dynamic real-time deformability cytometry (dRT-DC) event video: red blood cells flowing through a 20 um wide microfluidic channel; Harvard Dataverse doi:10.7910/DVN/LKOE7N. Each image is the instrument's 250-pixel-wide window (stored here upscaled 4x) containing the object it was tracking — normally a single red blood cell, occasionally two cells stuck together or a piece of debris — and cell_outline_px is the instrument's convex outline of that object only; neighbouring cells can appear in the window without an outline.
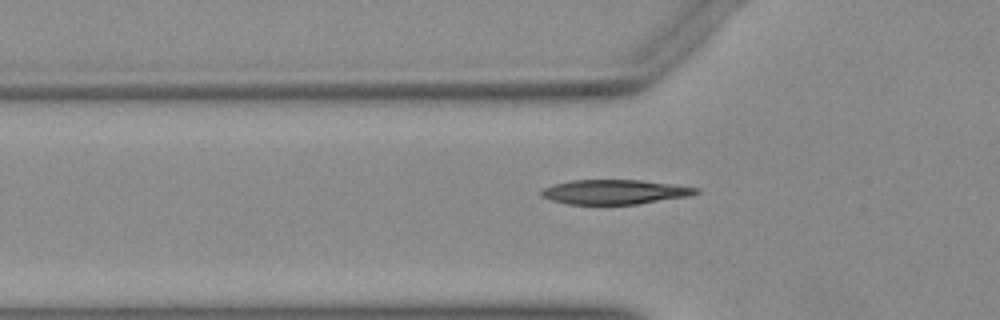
{"species": "Egyptian fruit bat (a non-hibernating species)", "species_latin": "Rousettus aegyptiacus", "temperature_condition": "warm", "stored_images_in_passage": 39, "camera_frame_rate_fps": 3000, "um_per_image_px": 0.085, "animal": {"sex": "female"}, "frame": {"image": 1, "passage_image": 8, "time_ms": 2.333, "image_size_px": [1000, 320], "cell_outline_px": [[700, 192], [692, 196], [640, 204], [568, 204], [552, 200], [540, 196], [540, 192], [544, 188], [552, 184], [572, 180], [640, 180], [672, 184], [700, 188]], "centroid_in_image_um": [52.29, 16.32], "position_along_channel_um": 73.5, "area_um2": 22.31}}
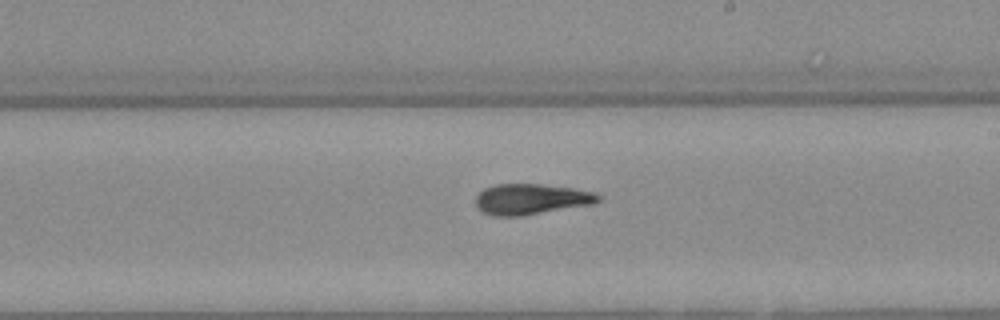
{"frame": {"image": 2, "passage_image": 21, "time_ms": 6.667, "image_size_px": [1000, 320], "cell_outline_px": [[600, 200], [596, 204], [520, 216], [492, 216], [480, 212], [476, 208], [476, 196], [484, 188], [496, 184], [540, 184], [572, 188], [596, 192], [600, 196]], "centroid_in_image_um": [45.14, 16.94], "position_along_channel_um": 243.9, "area_um2": 22.2}}
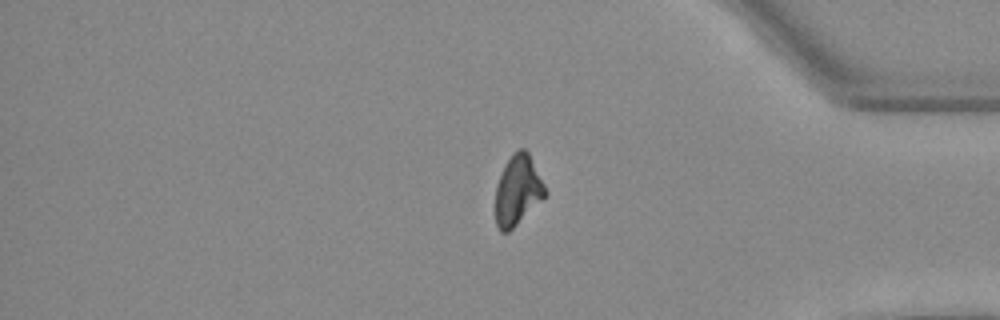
{"frame": {"image": 3, "passage_image": 34, "time_ms": 11.0, "image_size_px": [1000, 320], "cell_outline_px": [[548, 192], [508, 232], [500, 232], [496, 224], [496, 184], [512, 152], [520, 148], [524, 148], [528, 152]], "centroid_in_image_um": [43.99, 16.15], "position_along_channel_um": 391.2, "area_um2": 19.71}}